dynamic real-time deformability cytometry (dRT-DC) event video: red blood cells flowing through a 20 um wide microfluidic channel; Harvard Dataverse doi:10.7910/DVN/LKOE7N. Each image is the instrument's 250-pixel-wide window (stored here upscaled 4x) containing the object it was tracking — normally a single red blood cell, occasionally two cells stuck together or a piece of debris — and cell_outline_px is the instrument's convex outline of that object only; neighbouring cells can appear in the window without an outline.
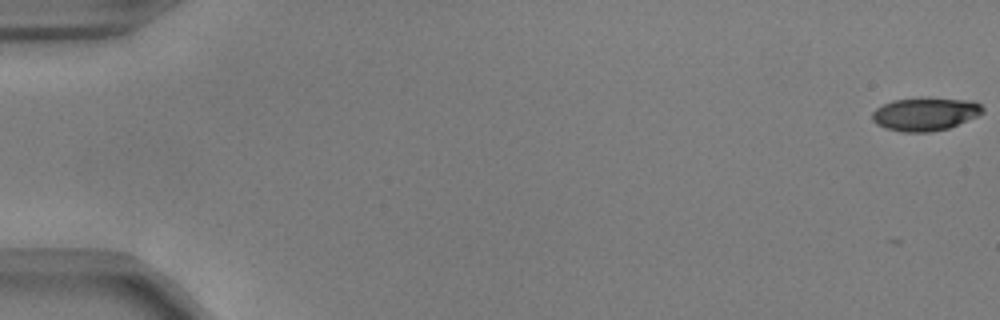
{"species": "common noctule bat (a hibernating species)", "species_latin": "Nyctalus noctula", "temperature_condition": "warm", "stored_images_in_passage": 6, "camera_frame_rate_fps": 3000, "um_per_image_px": 0.085, "animal": {"sex": "male", "body_mass_g": 17.9, "forearm_length_mm": 54.2}, "frame": {"image": 1, "passage_image": 1, "time_ms": 0.0, "image_size_px": [1000, 320], "cell_outline_px": [[984, 112], [976, 116], [948, 128], [928, 132], [900, 132], [884, 128], [876, 124], [872, 120], [872, 112], [876, 108], [892, 100], [924, 96], [976, 100], [984, 108]], "centroid_in_image_um": [78.64, 9.66], "position_along_channel_um": 6.4, "area_um2": 21.91}}